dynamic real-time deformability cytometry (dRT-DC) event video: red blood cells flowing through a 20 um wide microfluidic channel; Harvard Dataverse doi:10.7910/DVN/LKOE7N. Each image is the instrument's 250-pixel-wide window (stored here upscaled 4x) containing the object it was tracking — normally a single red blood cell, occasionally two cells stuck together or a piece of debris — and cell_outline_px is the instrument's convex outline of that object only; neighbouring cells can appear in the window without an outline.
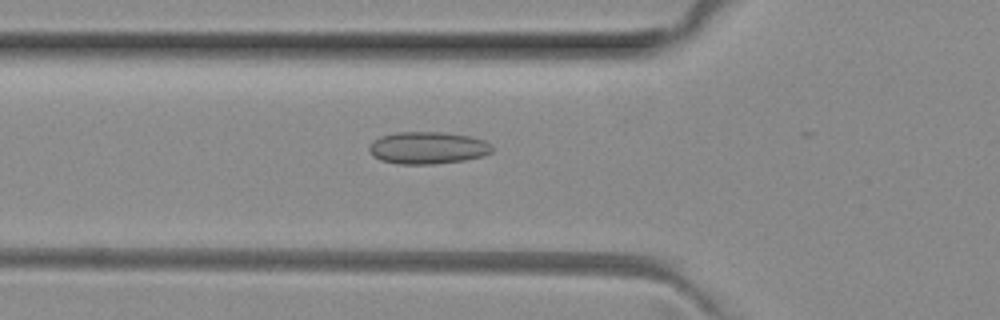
{"species": "common noctule bat (a hibernating species)", "species_latin": "Nyctalus noctula", "temperature_condition": "room temperature", "stored_images_in_passage": 28, "camera_frame_rate_fps": 3000, "um_per_image_px": 0.085, "animal": {"sex": "female", "body_mass_g": 29.2, "forearm_length_mm": 56.3}, "frame": {"image": 1, "passage_image": 2, "time_ms": 0.333, "image_size_px": [1000, 320], "cell_outline_px": [[492, 152], [484, 156], [464, 160], [436, 164], [396, 164], [380, 160], [372, 156], [368, 148], [372, 140], [380, 136], [396, 132], [444, 132], [468, 136], [484, 140], [492, 144]], "centroid_in_image_um": [36.33, 12.57], "position_along_channel_um": 89.5, "area_um2": 23.35}}
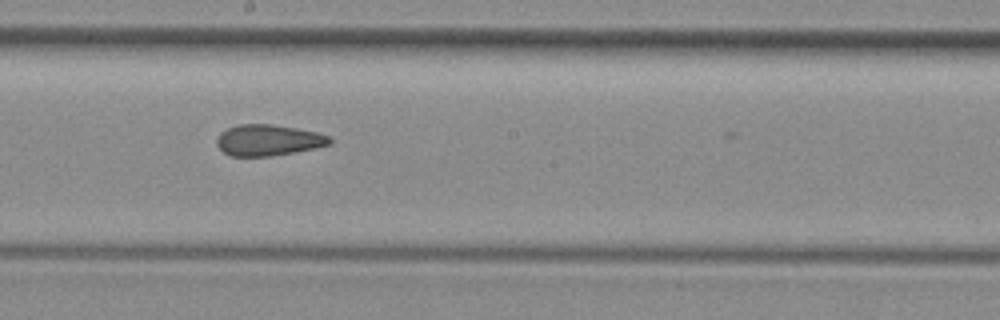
{"frame": {"image": 2, "passage_image": 12, "time_ms": 3.667, "image_size_px": [1000, 320], "cell_outline_px": [[332, 140], [328, 144], [316, 148], [272, 156], [232, 156], [224, 152], [216, 144], [216, 140], [220, 132], [228, 128], [240, 124], [272, 124], [296, 128], [316, 132], [328, 136]], "centroid_in_image_um": [22.78, 11.91], "position_along_channel_um": 225.4, "area_um2": 20.35}}
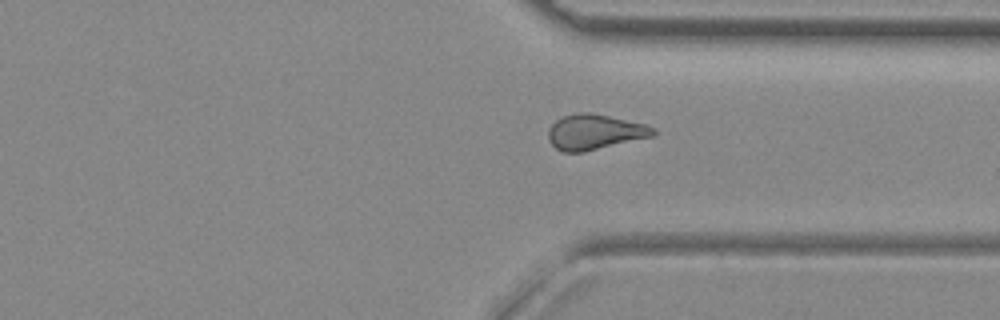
{"frame": {"image": 3, "passage_image": 22, "time_ms": 7.0, "image_size_px": [1000, 320], "cell_outline_px": [[656, 132], [652, 136], [584, 152], [560, 152], [548, 140], [548, 128], [556, 120], [564, 116], [576, 112], [588, 112], [608, 116], [644, 124], [656, 128]], "centroid_in_image_um": [50.51, 11.22], "position_along_channel_um": 360.9, "area_um2": 21.44}}